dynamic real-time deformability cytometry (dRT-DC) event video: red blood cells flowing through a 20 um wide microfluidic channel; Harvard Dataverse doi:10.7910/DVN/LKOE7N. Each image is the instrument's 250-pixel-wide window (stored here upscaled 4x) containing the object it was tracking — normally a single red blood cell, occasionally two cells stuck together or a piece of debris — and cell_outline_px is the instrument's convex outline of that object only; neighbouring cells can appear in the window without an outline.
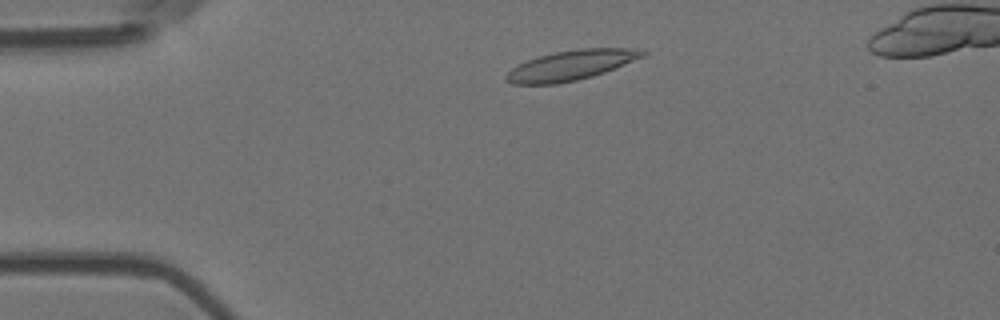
{"species": "Egyptian fruit bat (a non-hibernating species)", "species_latin": "Rousettus aegyptiacus", "temperature_condition": "room temperature", "stored_images_in_passage": 48, "camera_frame_rate_fps": 3000, "um_per_image_px": 0.085, "animal": {"sex": "female"}, "frame": {"image": 1, "passage_image": 6, "time_ms": 1.667, "image_size_px": [1000, 320], "cell_outline_px": [[648, 52], [644, 56], [604, 72], [592, 76], [576, 80], [556, 84], [512, 84], [504, 80], [504, 76], [512, 68], [528, 60], [540, 56], [556, 52], [580, 48], [644, 48]], "centroid_in_image_um": [48.55, 5.54], "position_along_channel_um": 36.4, "area_um2": 23.64}}
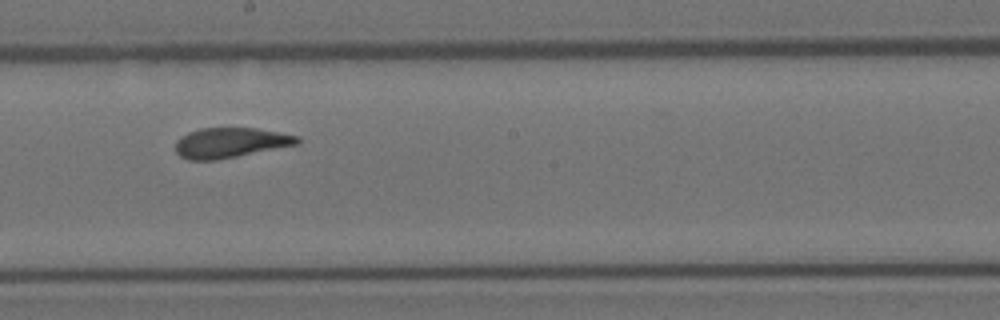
{"frame": {"image": 2, "passage_image": 25, "time_ms": 8.0, "image_size_px": [1000, 320], "cell_outline_px": [[300, 144], [216, 160], [188, 160], [180, 156], [176, 152], [176, 140], [180, 136], [188, 132], [200, 128], [256, 128], [300, 136]], "centroid_in_image_um": [19.58, 12.13], "position_along_channel_um": 228.6, "area_um2": 21.44}}
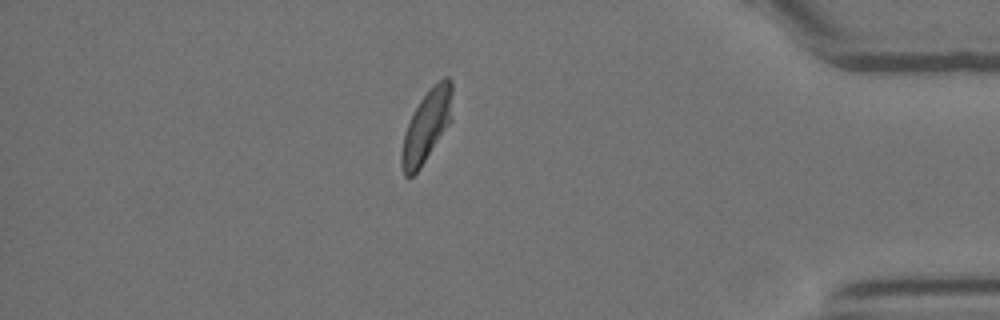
{"frame": {"image": 3, "passage_image": 42, "time_ms": 13.667, "image_size_px": [1000, 320], "cell_outline_px": [[452, 120], [420, 168], [412, 176], [404, 176], [400, 164], [400, 152], [404, 136], [408, 124], [420, 100], [444, 76], [448, 76], [452, 80]], "centroid_in_image_um": [36.27, 10.74], "position_along_channel_um": 398.9, "area_um2": 20.98}, "authors_computed_cell_mechanics": {"area_um2": 22.0796, "velocity_mm_per_s": 3.6407, "shape_relaxation_time_tau1_ms": 6.204, "shape_relaxation_time_tau2_ms": 1.0715, "deformation_change_tau1": 0.1725, "deformation_change_tau2": 0.0606}}